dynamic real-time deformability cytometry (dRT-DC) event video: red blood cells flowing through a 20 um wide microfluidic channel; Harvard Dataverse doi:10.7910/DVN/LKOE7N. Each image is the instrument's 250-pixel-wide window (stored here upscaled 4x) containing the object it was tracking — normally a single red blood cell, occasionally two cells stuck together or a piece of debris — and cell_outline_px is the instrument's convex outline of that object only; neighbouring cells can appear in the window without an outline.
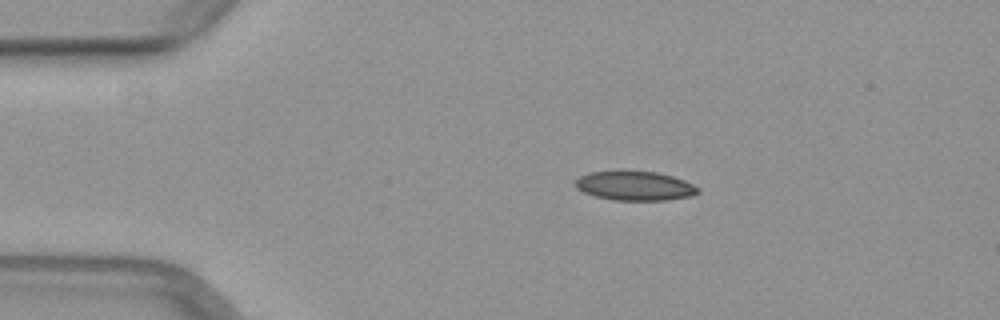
{"species": "common noctule bat (a hibernating species)", "species_latin": "Nyctalus noctula", "temperature_condition": "warm", "stored_images_in_passage": 41, "camera_frame_rate_fps": 3000, "um_per_image_px": 0.085, "animal": {"sex": "female", "body_mass_g": 29.2, "forearm_length_mm": 56.3}, "frame": {"image": 1, "passage_image": 1, "time_ms": 0.0, "image_size_px": [1000, 320], "cell_outline_px": [[700, 192], [692, 196], [668, 200], [612, 200], [596, 196], [584, 192], [576, 188], [572, 184], [580, 176], [588, 172], [656, 172], [672, 176], [684, 180], [700, 188]], "centroid_in_image_um": [53.97, 15.81], "position_along_channel_um": 31.0, "area_um2": 20.75}}
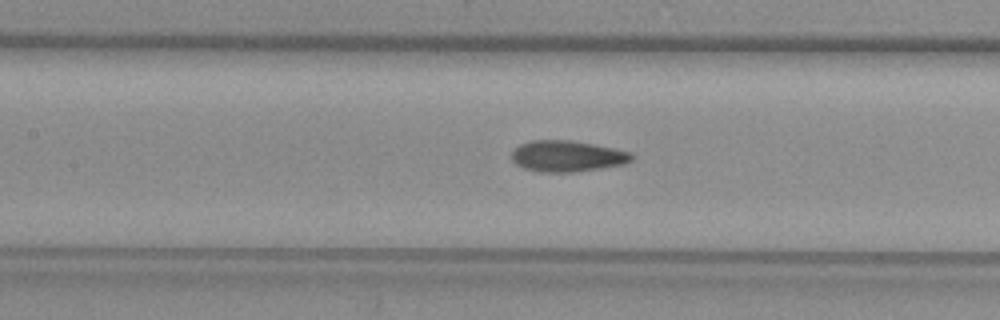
{"frame": {"image": 2, "passage_image": 14, "time_ms": 4.333, "image_size_px": [1000, 320], "cell_outline_px": [[636, 156], [632, 160], [624, 164], [600, 168], [572, 172], [536, 172], [524, 168], [516, 164], [512, 160], [512, 152], [520, 144], [532, 140], [572, 140], [632, 152]], "centroid_in_image_um": [48.22, 13.27], "position_along_channel_um": 159.2, "area_um2": 21.79}}
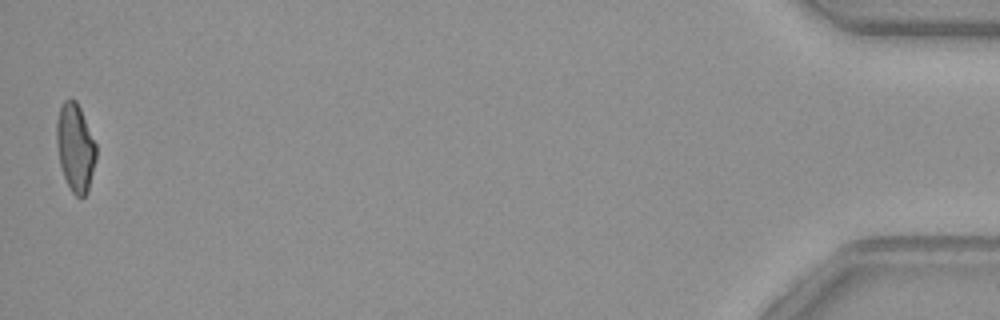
{"frame": {"image": 3, "passage_image": 41, "time_ms": 13.333, "image_size_px": [1000, 320], "cell_outline_px": [[96, 160], [88, 192], [80, 200], [72, 192], [64, 176], [60, 164], [56, 144], [56, 120], [60, 104], [64, 100], [76, 100], [80, 108], [96, 144]], "centroid_in_image_um": [6.4, 12.55], "position_along_channel_um": 428.8, "area_um2": 20.4}}